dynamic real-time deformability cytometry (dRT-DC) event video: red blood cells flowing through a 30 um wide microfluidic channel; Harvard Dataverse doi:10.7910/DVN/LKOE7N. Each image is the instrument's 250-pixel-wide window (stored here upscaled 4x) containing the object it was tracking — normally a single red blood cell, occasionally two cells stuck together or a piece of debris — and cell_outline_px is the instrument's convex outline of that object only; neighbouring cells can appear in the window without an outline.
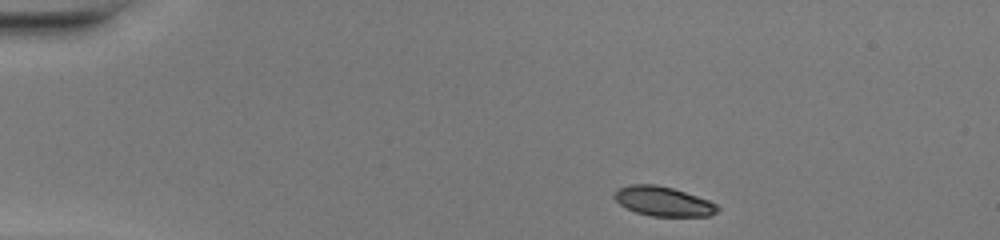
{"species": "common noctule bat (a hibernating species)", "species_latin": "Nyctalus noctula", "temperature_condition": "warm", "stored_images_in_passage": 41, "camera_frame_rate_fps": 3000, "um_per_image_px": 0.085, "animal": {"sex": "female", "body_mass_g": 20.0, "forearm_length_mm": 54.0}, "frame": {"image": 1, "passage_image": 1, "time_ms": 0.0, "image_size_px": [1000, 240], "cell_outline_px": [[720, 208], [712, 216], [652, 216], [636, 212], [620, 204], [612, 196], [616, 188], [628, 184], [656, 184], [672, 188], [708, 200], [716, 204]], "centroid_in_image_um": [56.34, 17.1], "position_along_channel_um": 28.7, "area_um2": 17.74}}
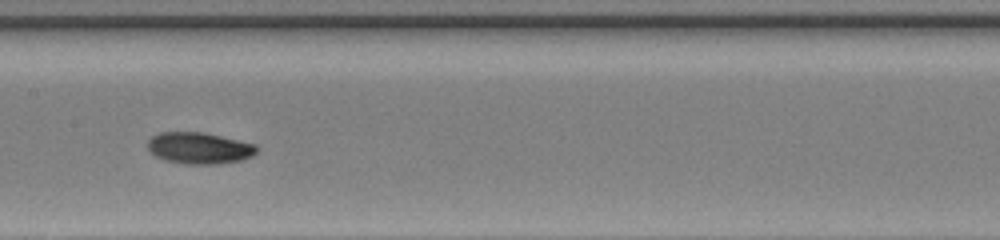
{"frame": {"image": 2, "passage_image": 18, "time_ms": 5.667, "image_size_px": [1000, 240], "cell_outline_px": [[260, 148], [252, 156], [240, 160], [216, 164], [188, 164], [164, 160], [156, 156], [148, 148], [148, 140], [152, 136], [160, 132], [204, 132], [256, 144]], "centroid_in_image_um": [16.96, 12.58], "position_along_channel_um": 190.4, "area_um2": 20.0}}
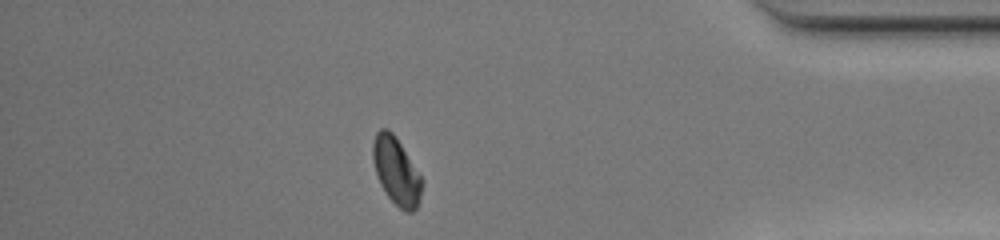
{"frame": {"image": 3, "passage_image": 35, "time_ms": 11.333, "image_size_px": [1000, 240], "cell_outline_px": [[420, 200], [416, 208], [412, 212], [404, 212], [388, 196], [380, 184], [376, 176], [372, 160], [372, 144], [376, 132], [380, 128], [388, 128], [396, 136], [420, 176]], "centroid_in_image_um": [33.63, 14.51], "position_along_channel_um": 401.6, "area_um2": 19.02}, "authors_computed_cell_mechanics": {"area_um2": 19.0162, "velocity_mm_per_s": 4.2912, "shape_relaxation_time_tau1_ms": 2.0432, "shape_relaxation_time_tau2_ms": null, "deformation_change_tau1": 0.1324, "deformation_change_tau2": null}}